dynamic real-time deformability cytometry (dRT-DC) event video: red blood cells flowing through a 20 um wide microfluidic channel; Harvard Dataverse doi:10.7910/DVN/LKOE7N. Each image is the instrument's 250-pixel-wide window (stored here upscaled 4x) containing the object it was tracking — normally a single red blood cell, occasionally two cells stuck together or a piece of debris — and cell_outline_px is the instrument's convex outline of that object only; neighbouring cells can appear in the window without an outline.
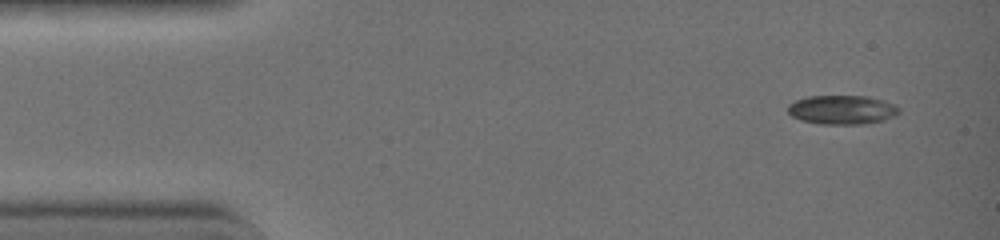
{"species": "common noctule bat (a hibernating species)", "species_latin": "Nyctalus noctula", "temperature_condition": "warm", "stored_images_in_passage": 6, "camera_frame_rate_fps": 3000, "um_per_image_px": 0.085, "animal": {"sex": "female", "body_mass_g": 19.0, "forearm_length_mm": 51.5}, "frame": {"image": 1, "passage_image": 1, "time_ms": 0.0, "image_size_px": [1000, 240], "cell_outline_px": [[900, 112], [892, 116], [880, 120], [860, 124], [820, 124], [800, 120], [792, 116], [788, 112], [788, 104], [796, 100], [808, 96], [864, 96], [880, 100], [892, 104]], "centroid_in_image_um": [71.47, 9.33], "position_along_channel_um": 13.5, "area_um2": 18.38}}
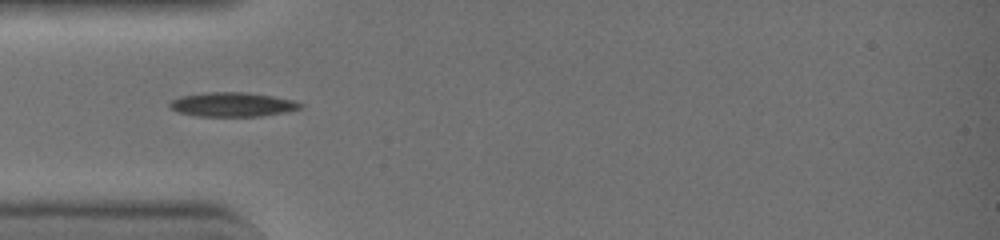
{"frame": {"image": 2, "passage_image": 5, "time_ms": 1.333, "image_size_px": [1000, 240], "cell_outline_px": [[300, 108], [284, 112], [260, 116], [196, 116], [180, 112], [172, 108], [168, 104], [172, 100], [180, 96], [208, 92], [244, 92], [272, 96], [292, 100], [300, 104]], "centroid_in_image_um": [19.71, 8.88], "position_along_channel_um": 65.3, "area_um2": 18.09}}